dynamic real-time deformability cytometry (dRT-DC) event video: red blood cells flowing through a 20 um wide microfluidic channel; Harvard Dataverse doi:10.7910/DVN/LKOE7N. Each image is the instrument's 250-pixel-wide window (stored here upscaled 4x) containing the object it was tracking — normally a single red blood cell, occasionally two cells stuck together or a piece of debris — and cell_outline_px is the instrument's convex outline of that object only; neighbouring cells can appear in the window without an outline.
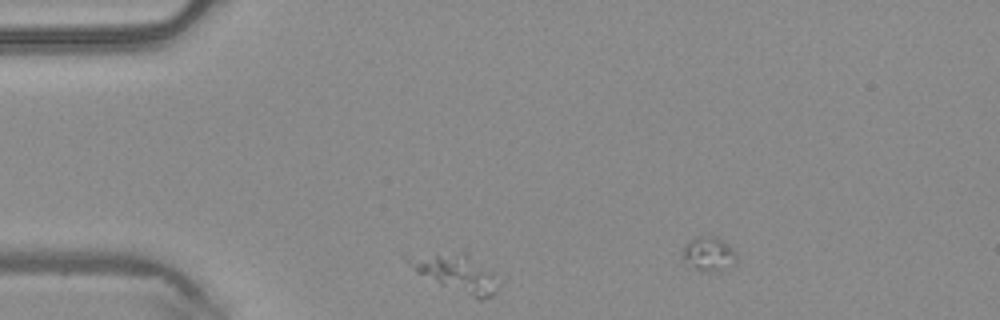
{"species": "common noctule bat (a hibernating species)", "species_latin": "Nyctalus noctula", "temperature_condition": "warm", "stored_images_in_passage": 2, "camera_frame_rate_fps": 3000, "um_per_image_px": 0.085, "animal": {"sex": "male", "body_mass_g": 20.4}, "frame": {"image": 1, "passage_image": 1, "time_ms": 0.0, "image_size_px": [1000, 320], "cell_outline_px": [[508, 276], [496, 292], [492, 296], [480, 300], [440, 284], [416, 272], [404, 260], [404, 256], [460, 252], [468, 252], [508, 272]], "centroid_in_image_um": [39.12, 23.18], "position_along_channel_um": 45.9, "area_um2": 21.56}}